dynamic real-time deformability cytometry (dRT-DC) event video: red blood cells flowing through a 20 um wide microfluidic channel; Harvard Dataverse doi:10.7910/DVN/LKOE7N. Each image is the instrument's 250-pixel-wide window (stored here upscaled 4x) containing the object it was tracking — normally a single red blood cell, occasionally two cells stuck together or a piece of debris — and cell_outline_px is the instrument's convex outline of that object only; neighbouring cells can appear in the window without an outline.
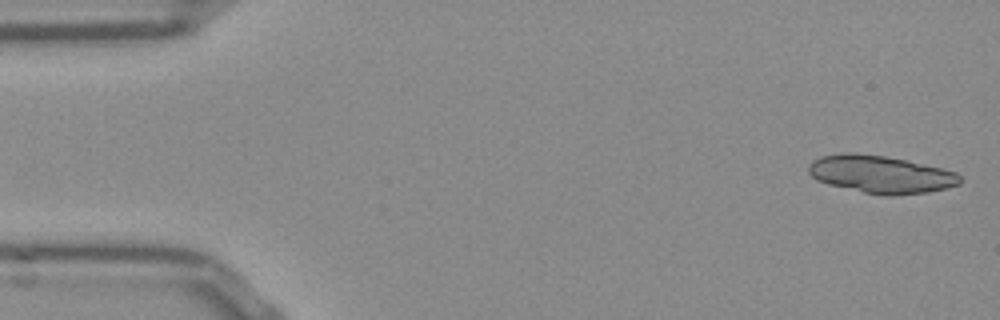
{"species": "Egyptian fruit bat (a non-hibernating species)", "species_latin": "Rousettus aegyptiacus", "temperature_condition": "room temperature", "stored_images_in_passage": 52, "segment_of_instrument_passage": [1, 2], "camera_frame_rate_fps": 3000, "um_per_image_px": 0.085, "frame": {"image": 1, "passage_image": 1, "time_ms": 0.0, "image_size_px": [1000, 320], "cell_outline_px": [[960, 184], [928, 192], [892, 196], [884, 196], [864, 192], [828, 184], [816, 180], [808, 172], [808, 164], [812, 160], [820, 156], [844, 152], [856, 152], [888, 156], [908, 160], [956, 172], [960, 176]], "centroid_in_image_um": [74.82, 14.8], "position_along_channel_um": 10.2, "area_um2": 33.41}}
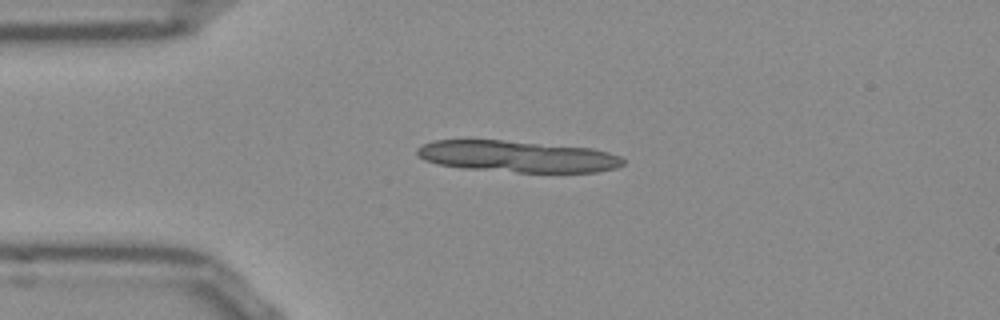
{"frame": {"image": 2, "passage_image": 11, "time_ms": 3.333, "image_size_px": [1000, 320], "cell_outline_px": [[624, 164], [616, 168], [596, 172], [516, 172], [460, 168], [436, 164], [424, 160], [416, 156], [416, 148], [424, 144], [436, 140], [504, 140], [592, 148], [608, 152], [620, 156], [624, 160]], "centroid_in_image_um": [43.95, 13.3], "position_along_channel_um": 41.0, "area_um2": 37.97}}